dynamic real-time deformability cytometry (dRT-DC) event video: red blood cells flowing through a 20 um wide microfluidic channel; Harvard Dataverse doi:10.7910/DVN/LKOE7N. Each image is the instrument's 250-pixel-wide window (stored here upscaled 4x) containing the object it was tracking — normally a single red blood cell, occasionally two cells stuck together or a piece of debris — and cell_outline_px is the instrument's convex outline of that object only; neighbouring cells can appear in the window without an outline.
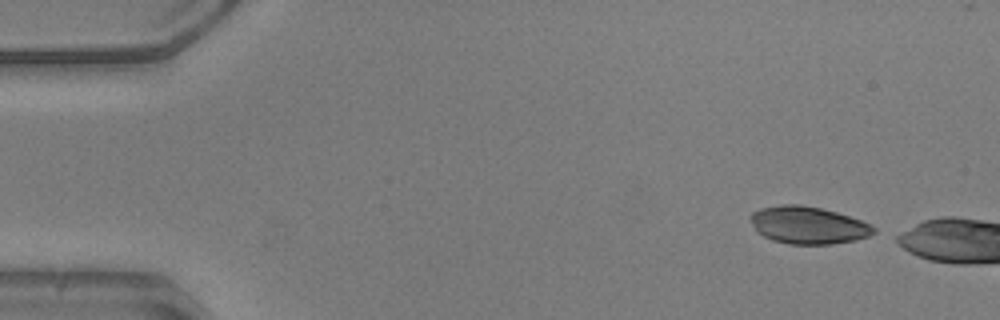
{"species": "common noctule bat (a hibernating species)", "species_latin": "Nyctalus noctula", "temperature_condition": "warm", "stored_images_in_passage": 11, "camera_frame_rate_fps": 3000, "um_per_image_px": 0.085, "animal": {"sex": "male", "body_mass_g": 20.5, "forearm_length_mm": 52.5}, "frame": {"image": 1, "passage_image": 1, "time_ms": 0.0, "image_size_px": [1000, 320], "cell_outline_px": [[876, 232], [868, 236], [856, 240], [832, 244], [788, 244], [772, 240], [764, 236], [752, 224], [748, 216], [752, 212], [760, 208], [780, 204], [800, 204], [820, 208], [836, 212], [872, 224], [876, 228]], "centroid_in_image_um": [68.69, 19.13], "position_along_channel_um": 16.3, "area_um2": 26.88}}